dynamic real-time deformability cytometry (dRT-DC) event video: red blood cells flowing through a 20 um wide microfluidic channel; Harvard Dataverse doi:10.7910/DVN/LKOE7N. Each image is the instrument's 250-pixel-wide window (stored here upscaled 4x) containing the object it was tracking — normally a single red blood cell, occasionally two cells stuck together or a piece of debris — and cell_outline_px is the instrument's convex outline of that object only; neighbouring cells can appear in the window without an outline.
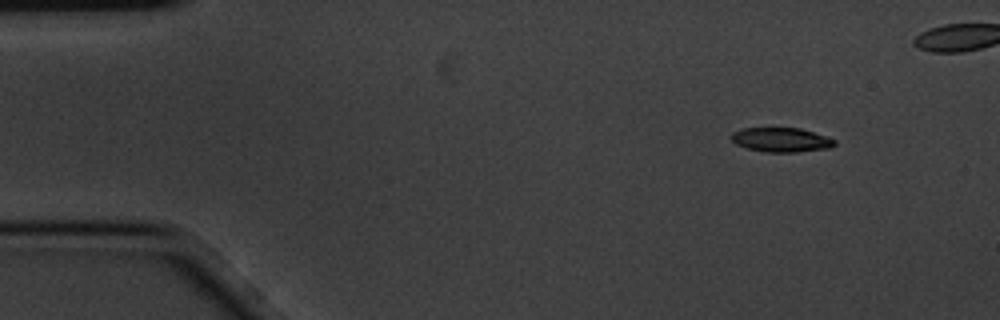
{"species": "common noctule bat (a hibernating species)", "species_latin": "Nyctalus noctula", "temperature_condition": "cold", "stored_images_in_passage": 5, "camera_frame_rate_fps": 3000, "um_per_image_px": 0.085, "animal": {"sex": "male", "body_mass_g": 20.1, "forearm_length_mm": 53.5}, "frame": {"image": 1, "passage_image": 1, "time_ms": 0.0, "image_size_px": [1000, 320], "cell_outline_px": [[836, 144], [832, 148], [796, 152], [768, 152], [748, 148], [736, 144], [732, 140], [732, 132], [744, 128], [800, 128], [828, 136], [836, 140]], "centroid_in_image_um": [66.47, 11.88], "position_along_channel_um": 18.5, "area_um2": 14.68}}
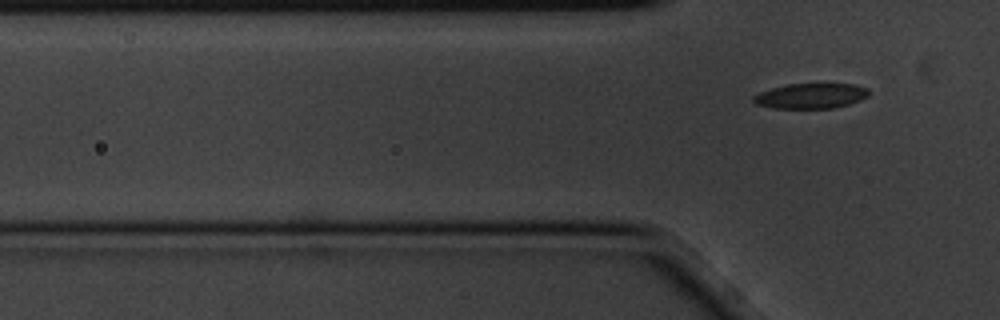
{"frame": {"image": 2, "passage_image": 5, "time_ms": 1.333, "image_size_px": [1000, 320], "cell_outline_px": [[868, 96], [860, 100], [848, 104], [832, 108], [772, 108], [756, 104], [752, 100], [752, 96], [760, 92], [772, 88], [788, 84], [828, 80], [852, 84], [868, 88]], "centroid_in_image_um": [68.95, 8.09], "position_along_channel_um": 56.9, "area_um2": 17.74}}